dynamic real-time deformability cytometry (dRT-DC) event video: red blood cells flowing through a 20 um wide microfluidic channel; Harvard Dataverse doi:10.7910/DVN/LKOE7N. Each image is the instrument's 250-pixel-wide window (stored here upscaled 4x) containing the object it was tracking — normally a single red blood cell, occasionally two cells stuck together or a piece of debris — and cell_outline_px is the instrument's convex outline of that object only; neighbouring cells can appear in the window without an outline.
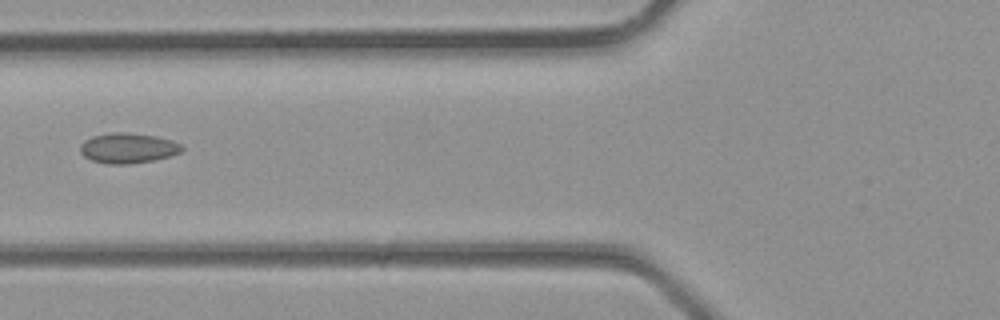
{"species": "common noctule bat (a hibernating species)", "species_latin": "Nyctalus noctula", "temperature_condition": "room temperature", "stored_images_in_passage": 4, "camera_frame_rate_fps": 3000, "um_per_image_px": 0.085, "animal": {"sex": "male", "body_mass_g": 23.1, "forearm_length_mm": 52.7}, "frame": {"image": 1, "passage_image": 4, "time_ms": 1.0, "image_size_px": [1000, 320], "cell_outline_px": [[184, 148], [180, 152], [168, 156], [152, 160], [128, 164], [104, 164], [92, 160], [84, 156], [80, 152], [80, 144], [84, 140], [92, 136], [112, 132], [124, 132], [156, 136], [172, 140], [180, 144]], "centroid_in_image_um": [10.84, 12.58], "position_along_channel_um": 115.0, "area_um2": 17.86}}